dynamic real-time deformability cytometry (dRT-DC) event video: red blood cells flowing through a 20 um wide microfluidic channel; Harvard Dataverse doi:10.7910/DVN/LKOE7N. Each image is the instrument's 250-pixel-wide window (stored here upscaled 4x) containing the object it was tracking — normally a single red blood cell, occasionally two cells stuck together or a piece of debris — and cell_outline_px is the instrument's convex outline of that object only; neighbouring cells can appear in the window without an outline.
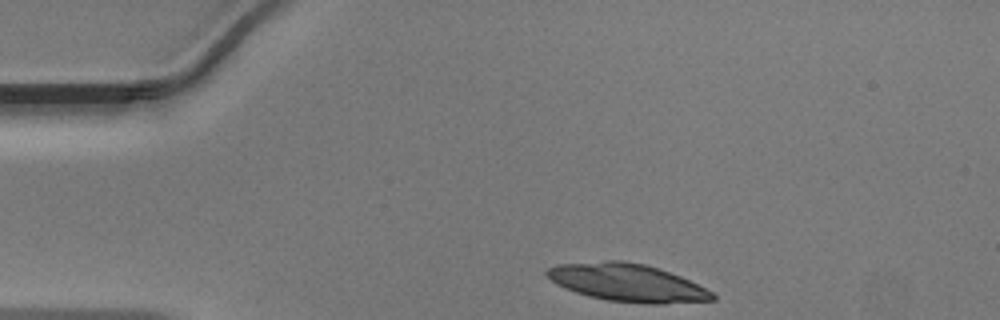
{"species": "Egyptian fruit bat (a non-hibernating species)", "species_latin": "Rousettus aegyptiacus", "temperature_condition": "warm", "stored_images_in_passage": 31, "camera_frame_rate_fps": 3000, "um_per_image_px": 0.085, "animal": {"sex": "male"}, "frame": {"image": 1, "passage_image": 1, "time_ms": 0.0, "image_size_px": [1000, 320], "cell_outline_px": [[716, 300], [664, 304], [648, 304], [608, 300], [588, 296], [564, 288], [556, 284], [544, 272], [548, 268], [556, 264], [604, 260], [624, 260], [644, 264], [660, 268], [680, 276], [712, 292], [716, 296]], "centroid_in_image_um": [53.31, 24.02], "position_along_channel_um": 31.7, "area_um2": 36.53}}